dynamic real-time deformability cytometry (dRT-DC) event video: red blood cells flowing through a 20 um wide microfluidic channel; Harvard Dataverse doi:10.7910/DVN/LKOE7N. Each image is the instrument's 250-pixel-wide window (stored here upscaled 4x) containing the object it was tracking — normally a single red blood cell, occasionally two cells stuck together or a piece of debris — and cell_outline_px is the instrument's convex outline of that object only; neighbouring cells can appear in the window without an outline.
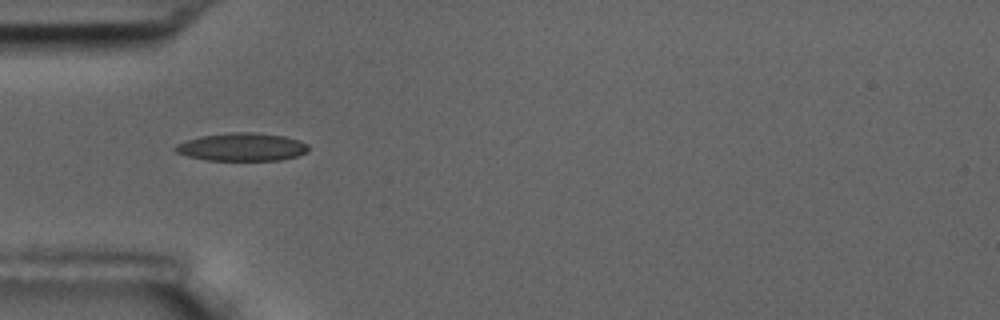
{"species": "common noctule bat (a hibernating species)", "species_latin": "Nyctalus noctula", "temperature_condition": "room temperature", "stored_images_in_passage": 5, "camera_frame_rate_fps": 3000, "um_per_image_px": 0.085, "animal": {"sex": "male", "body_mass_g": 17.5, "forearm_length_mm": 52.3}, "frame": {"image": 1, "passage_image": 4, "time_ms": 4.667, "image_size_px": [1000, 320], "cell_outline_px": [[308, 152], [296, 156], [280, 160], [208, 160], [188, 156], [176, 152], [172, 148], [176, 144], [200, 136], [232, 132], [252, 132], [284, 136], [300, 140], [308, 144]], "centroid_in_image_um": [20.57, 12.49], "position_along_channel_um": 64.4, "area_um2": 21.68}}